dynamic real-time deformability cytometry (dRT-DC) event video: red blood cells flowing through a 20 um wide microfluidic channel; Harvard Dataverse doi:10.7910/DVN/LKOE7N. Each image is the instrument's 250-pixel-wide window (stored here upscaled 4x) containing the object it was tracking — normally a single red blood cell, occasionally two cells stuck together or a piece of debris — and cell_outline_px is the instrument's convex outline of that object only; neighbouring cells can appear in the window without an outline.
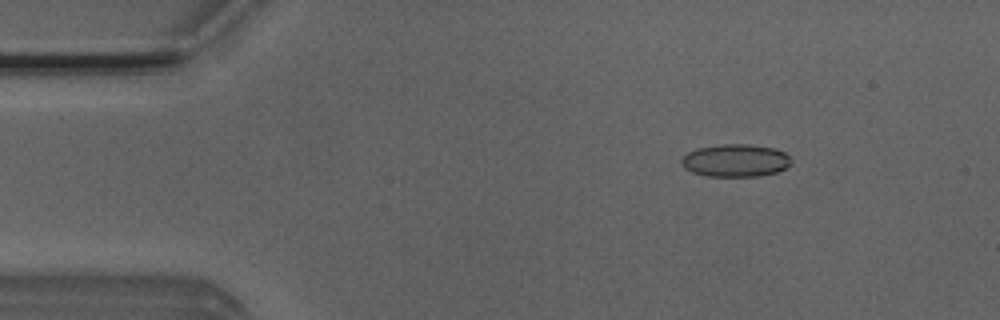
{"species": "Egyptian fruit bat (a non-hibernating species)", "species_latin": "Rousettus aegyptiacus", "temperature_condition": "room temperature", "stored_images_in_passage": 15, "camera_frame_rate_fps": 3000, "um_per_image_px": 0.085, "animal": {"sex": "male"}, "frame": {"image": 1, "passage_image": 7, "time_ms": 2.0, "image_size_px": [1000, 320], "cell_outline_px": [[792, 160], [784, 168], [776, 172], [756, 176], [704, 176], [692, 172], [684, 168], [680, 164], [680, 160], [688, 152], [700, 148], [724, 144], [748, 144], [776, 148], [784, 152]], "centroid_in_image_um": [62.49, 13.64], "position_along_channel_um": 22.5, "area_um2": 20.75}}